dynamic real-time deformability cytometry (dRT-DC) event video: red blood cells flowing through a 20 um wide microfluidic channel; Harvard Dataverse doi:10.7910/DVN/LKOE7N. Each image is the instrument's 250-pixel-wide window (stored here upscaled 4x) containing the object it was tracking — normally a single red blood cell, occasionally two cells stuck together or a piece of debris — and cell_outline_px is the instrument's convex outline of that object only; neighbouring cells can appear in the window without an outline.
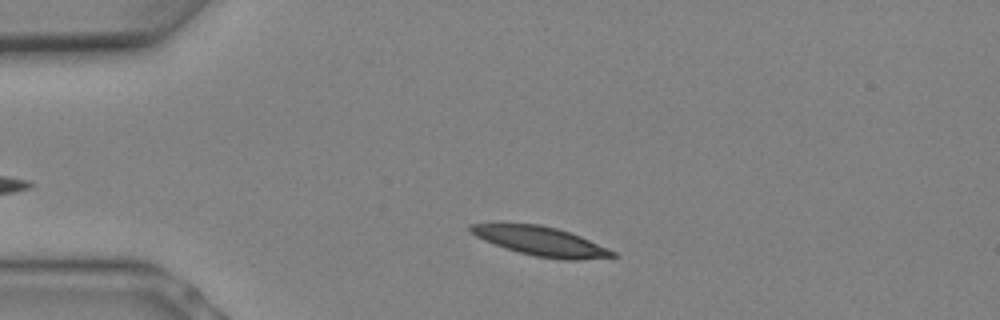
{"species": "Egyptian fruit bat (a non-hibernating species)", "species_latin": "Rousettus aegyptiacus", "temperature_condition": "warm", "stored_images_in_passage": 5, "camera_frame_rate_fps": 3000, "um_per_image_px": 0.085, "animal": {"sex": "female"}, "frame": {"image": 1, "passage_image": 2, "time_ms": 0.333, "image_size_px": [1000, 320], "cell_outline_px": [[616, 256], [580, 260], [564, 260], [536, 256], [504, 248], [484, 240], [476, 236], [468, 228], [468, 224], [540, 224], [556, 228], [580, 236], [608, 248], [616, 252]], "centroid_in_image_um": [45.99, 20.51], "position_along_channel_um": 39.0, "area_um2": 23.76}}
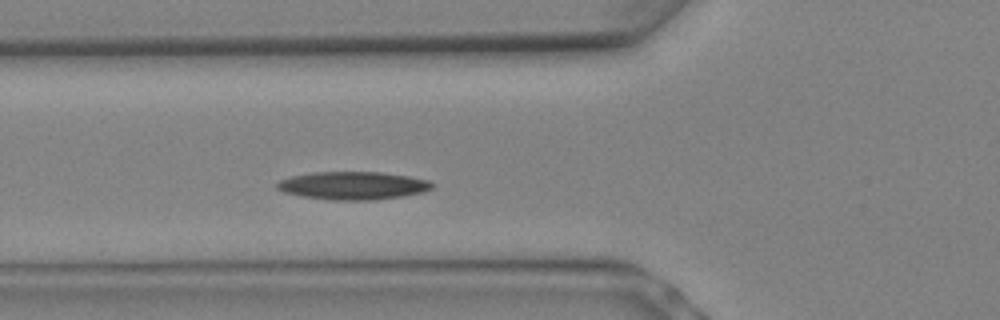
{"frame": {"image": 2, "passage_image": 5, "time_ms": 1.333, "image_size_px": [1000, 320], "cell_outline_px": [[436, 184], [432, 188], [424, 192], [376, 200], [332, 200], [300, 196], [284, 192], [276, 188], [276, 184], [280, 180], [292, 176], [312, 172], [380, 172], [408, 176], [428, 180]], "centroid_in_image_um": [30.01, 15.77], "position_along_channel_um": 95.8, "area_um2": 25.32}}